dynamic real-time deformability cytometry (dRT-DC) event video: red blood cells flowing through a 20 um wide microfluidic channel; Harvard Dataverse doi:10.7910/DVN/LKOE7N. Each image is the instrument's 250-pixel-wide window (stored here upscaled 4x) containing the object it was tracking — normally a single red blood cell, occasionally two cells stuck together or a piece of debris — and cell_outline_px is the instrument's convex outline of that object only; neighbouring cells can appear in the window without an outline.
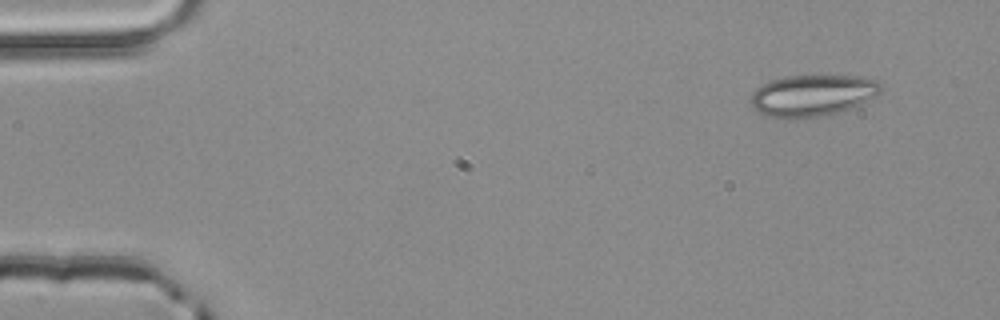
{"species": "common noctule bat (a hibernating species)", "species_latin": "Nyctalus noctula", "temperature_condition": "room temperature", "stored_images_in_passage": 3, "camera_frame_rate_fps": 3000, "um_per_image_px": 0.085, "animal": {"sex": "male", "body_mass_g": 20.4}, "frame": {"image": 1, "passage_image": 1, "time_ms": 0.0, "image_size_px": [1000, 320], "cell_outline_px": [[884, 88], [880, 92], [860, 104], [824, 116], [792, 120], [784, 120], [768, 116], [760, 112], [748, 100], [752, 92], [756, 88], [772, 80], [784, 76], [856, 76], [880, 80]], "centroid_in_image_um": [69.04, 8.12], "position_along_channel_um": 16.0, "area_um2": 31.67}}